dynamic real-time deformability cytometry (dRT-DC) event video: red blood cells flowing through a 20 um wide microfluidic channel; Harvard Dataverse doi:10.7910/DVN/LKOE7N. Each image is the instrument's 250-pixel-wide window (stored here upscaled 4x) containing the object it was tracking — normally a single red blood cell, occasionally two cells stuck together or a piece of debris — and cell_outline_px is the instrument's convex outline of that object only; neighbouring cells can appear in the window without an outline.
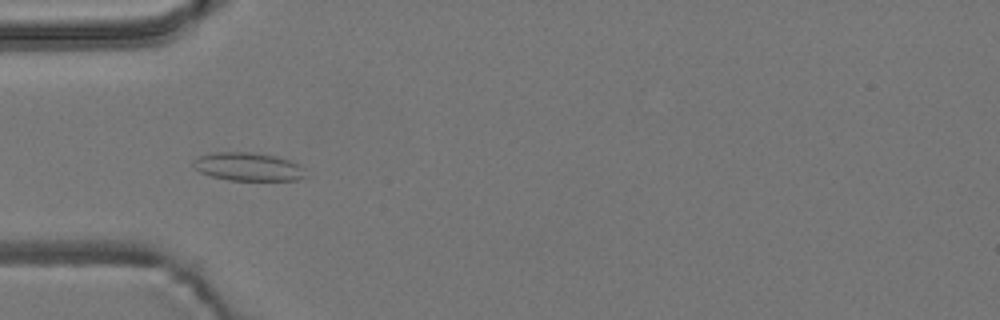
{"species": "common noctule bat (a hibernating species)", "species_latin": "Nyctalus noctula", "temperature_condition": "room temperature", "stored_images_in_passage": 5, "camera_frame_rate_fps": 3000, "um_per_image_px": 0.085, "animal": {"sex": "male", "body_mass_g": 19.2, "forearm_length_mm": 51.8}, "frame": {"image": 1, "passage_image": 4, "time_ms": 1.0, "image_size_px": [1000, 320], "cell_outline_px": [[308, 176], [296, 180], [228, 180], [212, 176], [200, 172], [192, 164], [192, 160], [200, 156], [216, 152], [252, 152], [276, 156], [300, 164], [304, 168]], "centroid_in_image_um": [21.13, 14.17], "position_along_channel_um": 63.9, "area_um2": 18.55}}